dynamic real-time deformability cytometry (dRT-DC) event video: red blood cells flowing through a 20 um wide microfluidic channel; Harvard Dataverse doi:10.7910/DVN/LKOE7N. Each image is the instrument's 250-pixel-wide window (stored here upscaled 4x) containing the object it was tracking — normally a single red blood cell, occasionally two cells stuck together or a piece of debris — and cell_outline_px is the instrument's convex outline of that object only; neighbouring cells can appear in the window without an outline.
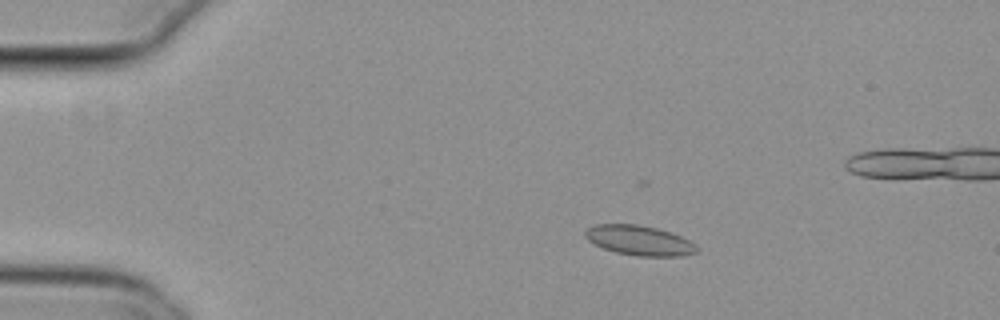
{"species": "common noctule bat (a hibernating species)", "species_latin": "Nyctalus noctula", "temperature_condition": "cold", "stored_images_in_passage": 46, "camera_frame_rate_fps": 3000, "um_per_image_px": 0.085, "animal": {"sex": "female", "body_mass_g": 29.2, "forearm_length_mm": 56.3}, "frame": {"image": 1, "passage_image": 1, "time_ms": 0.0, "image_size_px": [1000, 320], "cell_outline_px": [[700, 248], [696, 252], [680, 256], [636, 256], [616, 252], [604, 248], [588, 240], [584, 236], [584, 232], [588, 228], [596, 224], [636, 224], [656, 228], [680, 236], [696, 244]], "centroid_in_image_um": [54.34, 20.44], "position_along_channel_um": 30.7, "area_um2": 19.25}}
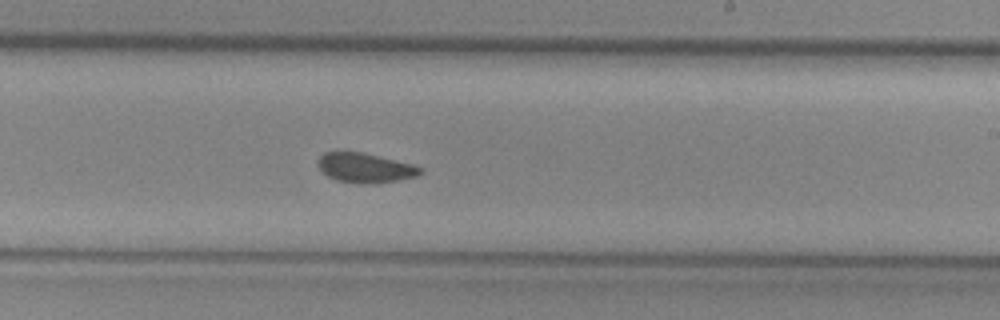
{"frame": {"image": 2, "passage_image": 24, "time_ms": 7.667, "image_size_px": [1000, 320], "cell_outline_px": [[424, 172], [416, 176], [396, 180], [372, 184], [360, 184], [336, 180], [320, 172], [316, 164], [316, 160], [324, 152], [360, 152], [412, 164], [424, 168]], "centroid_in_image_um": [30.99, 14.27], "position_along_channel_um": 258.0, "area_um2": 17.74}}
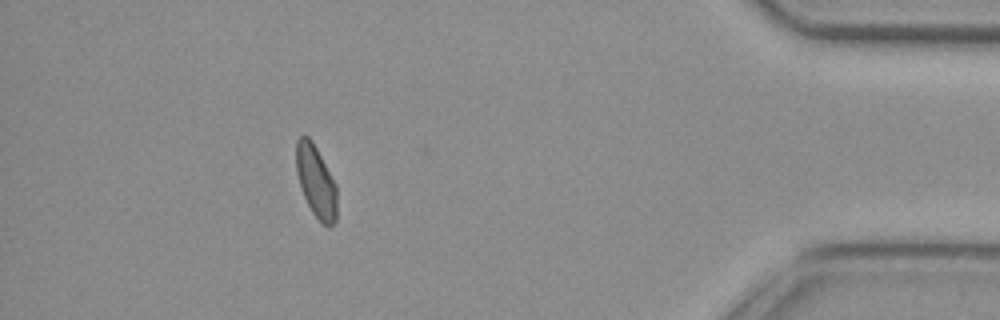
{"frame": {"image": 3, "passage_image": 40, "time_ms": 13.0, "image_size_px": [1000, 320], "cell_outline_px": [[336, 220], [328, 228], [312, 212], [300, 188], [296, 172], [296, 140], [300, 136], [308, 136], [312, 140], [336, 184]], "centroid_in_image_um": [26.84, 15.4], "position_along_channel_um": 408.4, "area_um2": 16.99}, "authors_computed_cell_mechanics": {"area_um2": 18.0336, "velocity_mm_per_s": 3.7731, "shape_relaxation_time_tau1_ms": null, "shape_relaxation_time_tau2_ms": 3.2675, "deformation_change_tau1": null, "deformation_change_tau2": 0.0788}}